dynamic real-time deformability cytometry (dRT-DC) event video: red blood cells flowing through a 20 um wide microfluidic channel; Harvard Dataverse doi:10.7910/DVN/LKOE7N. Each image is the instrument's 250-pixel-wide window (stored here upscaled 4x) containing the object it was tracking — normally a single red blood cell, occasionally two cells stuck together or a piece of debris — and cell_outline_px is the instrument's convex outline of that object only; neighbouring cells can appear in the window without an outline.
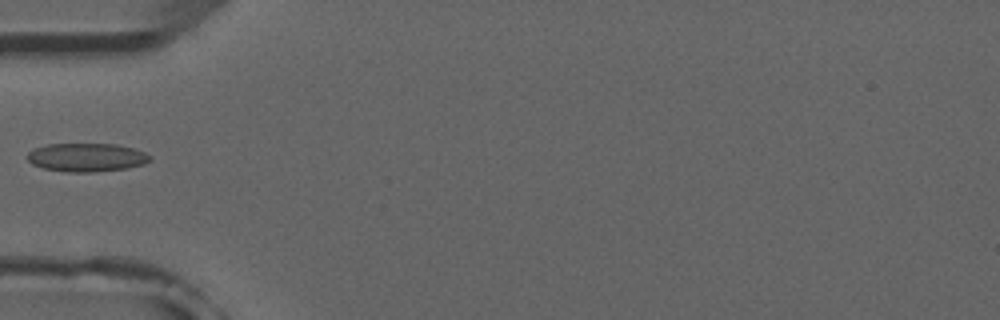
{"species": "common noctule bat (a hibernating species)", "species_latin": "Nyctalus noctula", "temperature_condition": "room temperature", "stored_images_in_passage": 1, "camera_frame_rate_fps": 3000, "um_per_image_px": 0.085, "animal": {"sex": "male", "forearm_length_mm": 52.5}, "frame": {"image": 1, "passage_image": 1, "time_ms": 0.0, "image_size_px": [1000, 320], "cell_outline_px": [[152, 160], [144, 164], [124, 168], [92, 172], [68, 172], [44, 168], [32, 164], [28, 160], [28, 152], [32, 148], [48, 144], [116, 144], [132, 148], [144, 152], [152, 156]], "centroid_in_image_um": [7.35, 13.37], "position_along_channel_um": 77.6, "area_um2": 20.29}}